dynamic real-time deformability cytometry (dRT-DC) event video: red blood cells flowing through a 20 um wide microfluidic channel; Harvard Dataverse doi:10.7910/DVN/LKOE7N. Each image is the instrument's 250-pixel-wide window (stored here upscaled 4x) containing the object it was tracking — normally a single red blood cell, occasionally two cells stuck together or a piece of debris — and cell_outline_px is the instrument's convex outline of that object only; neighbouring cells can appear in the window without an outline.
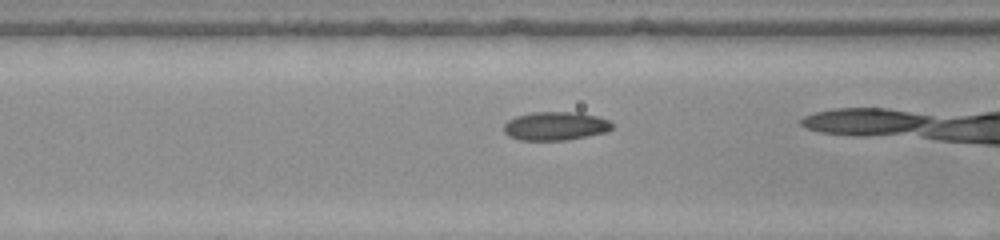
{"species": "common noctule bat (a hibernating species)", "species_latin": "Nyctalus noctula", "temperature_condition": "warm", "stored_images_in_passage": 33, "camera_frame_rate_fps": 3000, "um_per_image_px": 0.085, "animal": {"sex": "female", "body_mass_g": 22.0, "forearm_length_mm": 56.7}, "frame": {"image": 1, "passage_image": 12, "time_ms": 3.667, "image_size_px": [1000, 240], "cell_outline_px": [[612, 128], [608, 132], [564, 140], [520, 140], [508, 136], [504, 132], [504, 124], [508, 120], [516, 116], [532, 112], [580, 112], [596, 116], [608, 120], [612, 124]], "centroid_in_image_um": [47.2, 10.71], "position_along_channel_um": 119.4, "area_um2": 18.03}}
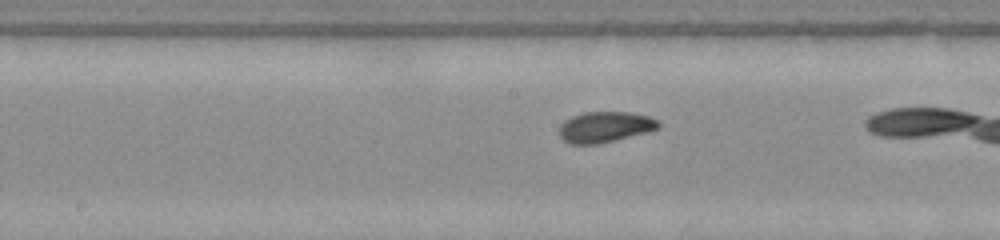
{"frame": {"image": 2, "passage_image": 18, "time_ms": 5.667, "image_size_px": [1000, 240], "cell_outline_px": [[660, 124], [656, 128], [648, 132], [596, 144], [572, 144], [564, 140], [560, 136], [560, 124], [564, 120], [572, 116], [584, 112], [628, 112], [648, 116], [660, 120]], "centroid_in_image_um": [51.42, 10.78], "position_along_channel_um": 196.8, "area_um2": 17.63}}
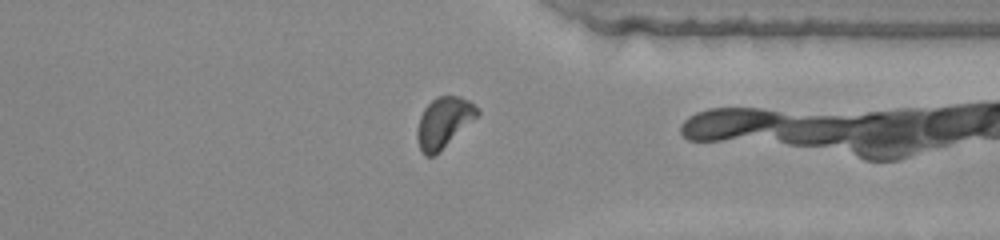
{"frame": {"image": 3, "passage_image": 32, "time_ms": 10.333, "image_size_px": [1000, 240], "cell_outline_px": [[480, 112], [476, 116], [432, 156], [424, 156], [420, 148], [416, 136], [416, 132], [420, 116], [424, 108], [436, 96], [460, 96], [468, 100], [480, 108]], "centroid_in_image_um": [37.68, 10.35], "position_along_channel_um": 373.7, "area_um2": 17.05}}